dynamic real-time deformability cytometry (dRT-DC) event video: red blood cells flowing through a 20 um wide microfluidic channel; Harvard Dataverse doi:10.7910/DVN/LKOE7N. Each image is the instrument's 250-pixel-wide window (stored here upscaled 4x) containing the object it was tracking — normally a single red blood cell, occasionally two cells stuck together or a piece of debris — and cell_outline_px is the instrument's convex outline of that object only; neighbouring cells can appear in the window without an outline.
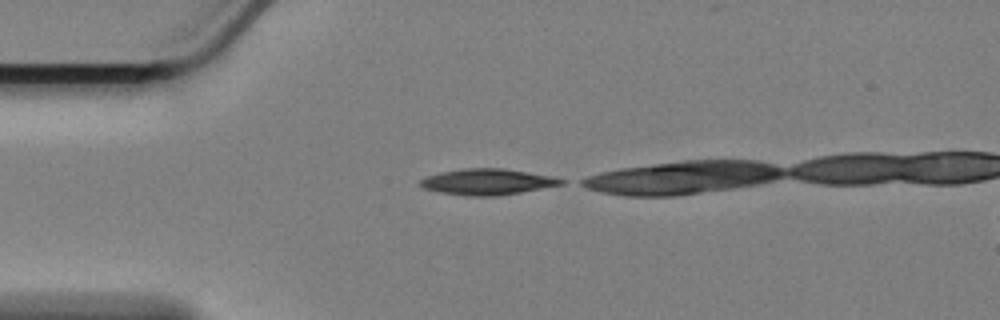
{"species": "Egyptian fruit bat (a non-hibernating species)", "species_latin": "Rousettus aegyptiacus", "temperature_condition": "cold", "stored_images_in_passage": 11, "camera_frame_rate_fps": 3000, "um_per_image_px": 0.085, "animal": {"sex": "female"}, "frame": {"image": 1, "passage_image": 1, "time_ms": 0.0, "image_size_px": [1000, 320], "cell_outline_px": [[564, 184], [520, 192], [496, 196], [468, 196], [440, 192], [424, 188], [420, 184], [420, 180], [428, 176], [444, 172], [464, 168], [504, 168], [552, 176], [564, 180]], "centroid_in_image_um": [41.45, 15.45], "position_along_channel_um": 43.5, "area_um2": 21.04}}
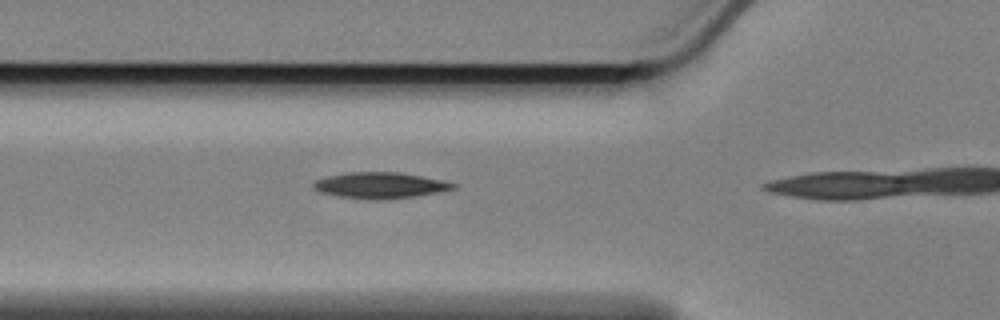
{"frame": {"image": 2, "passage_image": 7, "time_ms": 2.0, "image_size_px": [1000, 320], "cell_outline_px": [[456, 188], [436, 192], [412, 196], [384, 200], [368, 200], [340, 196], [320, 192], [312, 188], [312, 184], [316, 180], [328, 176], [348, 172], [400, 172], [440, 180], [456, 184]], "centroid_in_image_um": [32.25, 15.75], "position_along_channel_um": 93.6, "area_um2": 20.98}}
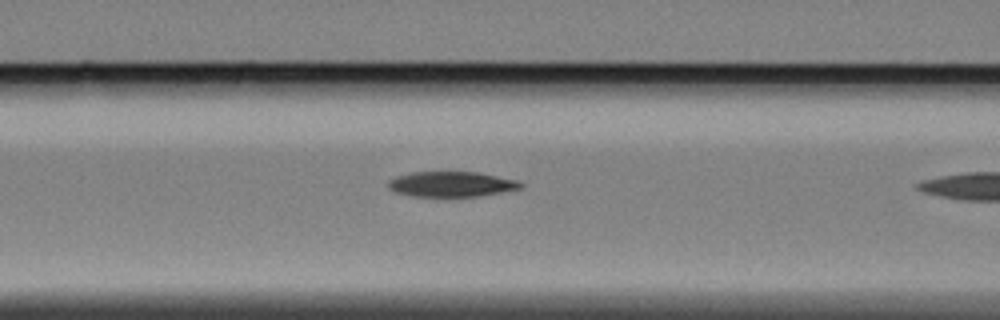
{"frame": {"image": 3, "passage_image": 10, "time_ms": 3.0, "image_size_px": [1000, 320], "cell_outline_px": [[524, 184], [520, 188], [476, 196], [416, 196], [396, 192], [388, 188], [388, 180], [396, 176], [412, 172], [476, 172], [516, 180]], "centroid_in_image_um": [38.31, 15.64], "position_along_channel_um": 128.3, "area_um2": 19.07}}